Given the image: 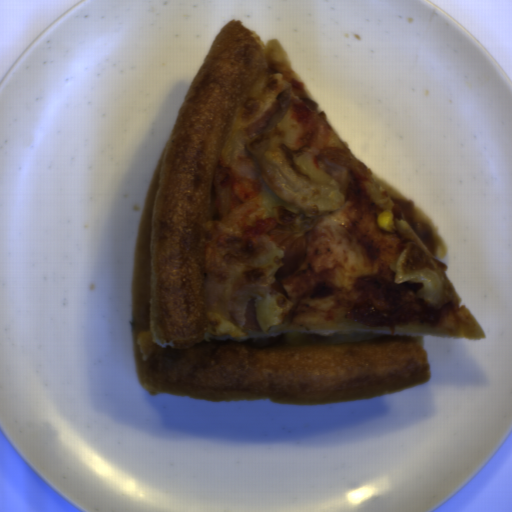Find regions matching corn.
I'll use <instances>...</instances> for the list:
<instances>
[{"label": "corn", "mask_w": 512, "mask_h": 512, "mask_svg": "<svg viewBox=\"0 0 512 512\" xmlns=\"http://www.w3.org/2000/svg\"><path fill=\"white\" fill-rule=\"evenodd\" d=\"M377 220L379 227L385 229L386 231H390L395 224L393 214L389 211L381 213Z\"/></svg>", "instance_id": "obj_1"}]
</instances>
